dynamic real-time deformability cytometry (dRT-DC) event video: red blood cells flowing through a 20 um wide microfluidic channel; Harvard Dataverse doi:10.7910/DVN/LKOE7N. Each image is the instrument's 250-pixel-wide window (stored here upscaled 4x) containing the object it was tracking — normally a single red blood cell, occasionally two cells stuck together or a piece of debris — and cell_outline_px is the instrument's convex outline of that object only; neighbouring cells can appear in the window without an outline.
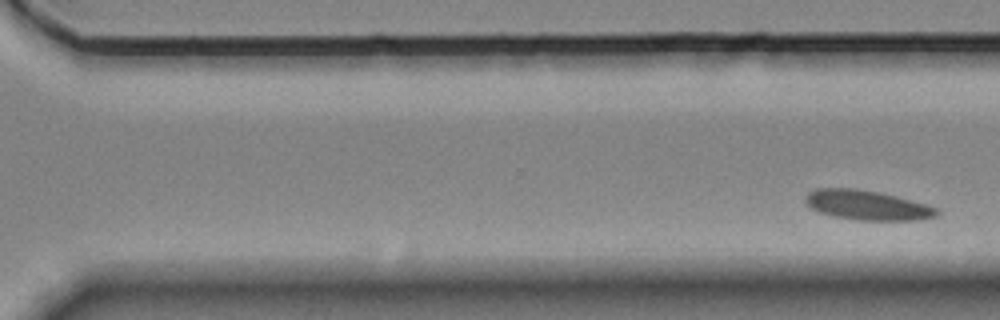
{"species": "Egyptian fruit bat (a non-hibernating species)", "species_latin": "Rousettus aegyptiacus", "temperature_condition": "room temperature", "stored_images_in_passage": 14, "segment_of_instrument_passage": [2, 2], "camera_frame_rate_fps": 3000, "um_per_image_px": 0.085, "animal": {"sex": "female"}, "frame": {"image": 1, "passage_image": 14, "time_ms": 16.0, "image_size_px": [1000, 320], "cell_outline_px": [[940, 212], [936, 216], [920, 220], [856, 220], [836, 216], [820, 212], [812, 208], [804, 200], [804, 196], [808, 192], [816, 188], [856, 188], [896, 196], [928, 204], [936, 208]], "centroid_in_image_um": [73.72, 17.43], "position_along_channel_um": 296.9, "area_um2": 22.66}}